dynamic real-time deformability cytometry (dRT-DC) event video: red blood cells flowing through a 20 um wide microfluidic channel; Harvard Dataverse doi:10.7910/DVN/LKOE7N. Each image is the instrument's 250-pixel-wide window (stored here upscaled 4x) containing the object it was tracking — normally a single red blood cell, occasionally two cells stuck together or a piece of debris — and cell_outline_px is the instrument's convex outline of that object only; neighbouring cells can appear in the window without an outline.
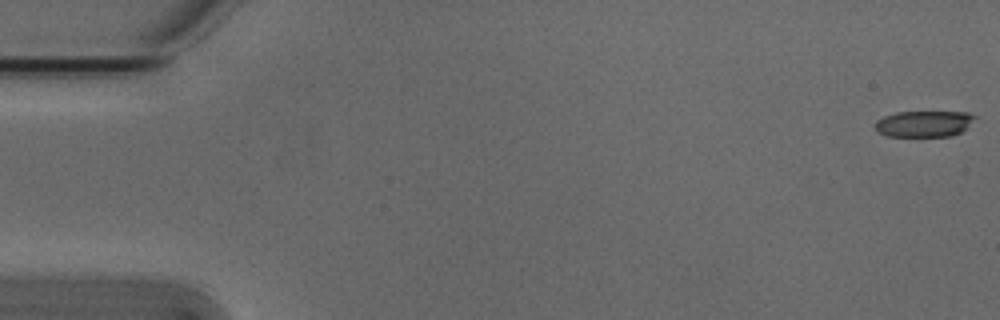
{"species": "Egyptian fruit bat (a non-hibernating species)", "species_latin": "Rousettus aegyptiacus", "temperature_condition": "cold", "stored_images_in_passage": 6, "camera_frame_rate_fps": 3000, "um_per_image_px": 0.085, "animal": {"sex": "male"}, "frame": {"image": 1, "passage_image": 1, "time_ms": 0.0, "image_size_px": [1000, 320], "cell_outline_px": [[976, 116], [960, 132], [952, 136], [888, 136], [876, 132], [876, 120], [884, 116], [896, 112], [968, 112]], "centroid_in_image_um": [78.49, 10.52], "position_along_channel_um": 6.5, "area_um2": 15.03}}